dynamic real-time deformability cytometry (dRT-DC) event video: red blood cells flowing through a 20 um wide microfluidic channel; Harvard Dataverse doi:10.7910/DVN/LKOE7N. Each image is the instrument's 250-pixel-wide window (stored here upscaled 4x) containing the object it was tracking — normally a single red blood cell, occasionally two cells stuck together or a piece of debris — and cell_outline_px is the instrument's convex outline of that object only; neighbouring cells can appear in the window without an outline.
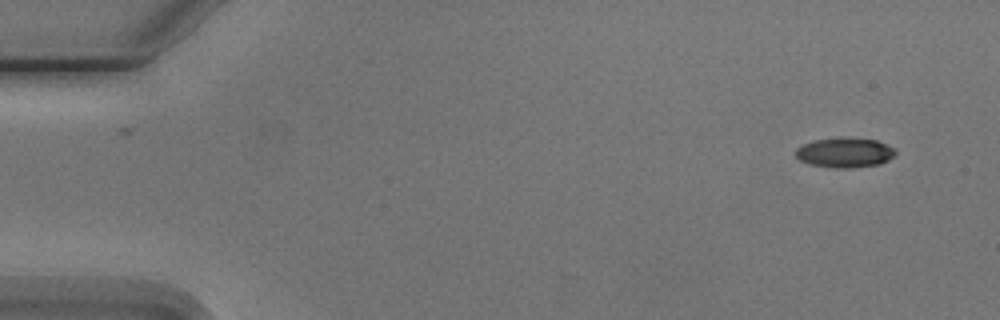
{"species": "Egyptian fruit bat (a non-hibernating species)", "species_latin": "Rousettus aegyptiacus", "temperature_condition": "cold", "stored_images_in_passage": 2, "camera_frame_rate_fps": 3000, "um_per_image_px": 0.085, "animal": {"sex": "male"}, "frame": {"image": 1, "passage_image": 2, "time_ms": 1.333, "image_size_px": [1000, 320], "cell_outline_px": [[896, 152], [888, 160], [880, 164], [848, 168], [836, 168], [812, 164], [800, 160], [796, 156], [796, 148], [804, 144], [816, 140], [840, 136], [848, 136], [876, 140], [892, 148]], "centroid_in_image_um": [71.8, 12.95], "position_along_channel_um": 13.2, "area_um2": 17.28}}